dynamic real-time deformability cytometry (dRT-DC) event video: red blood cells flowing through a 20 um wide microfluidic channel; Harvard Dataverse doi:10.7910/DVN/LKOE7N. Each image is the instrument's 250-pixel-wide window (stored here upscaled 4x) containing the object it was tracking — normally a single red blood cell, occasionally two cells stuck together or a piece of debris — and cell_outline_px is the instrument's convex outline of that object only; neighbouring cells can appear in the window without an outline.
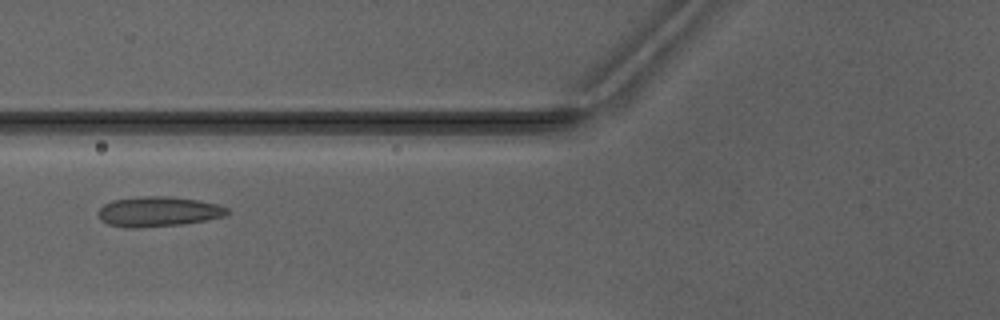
{"species": "Egyptian fruit bat (a non-hibernating species)", "species_latin": "Rousettus aegyptiacus", "temperature_condition": "warm", "stored_images_in_passage": 2, "camera_frame_rate_fps": 3000, "um_per_image_px": 0.085, "animal": {"sex": "male"}, "frame": {"image": 1, "passage_image": 2, "time_ms": 1.0, "image_size_px": [1000, 320], "cell_outline_px": [[232, 212], [224, 216], [184, 224], [140, 228], [128, 228], [108, 224], [100, 220], [96, 212], [104, 204], [112, 200], [140, 196], [168, 196], [196, 200], [216, 204], [228, 208]], "centroid_in_image_um": [13.42, 17.99], "position_along_channel_um": 112.4, "area_um2": 22.72}}